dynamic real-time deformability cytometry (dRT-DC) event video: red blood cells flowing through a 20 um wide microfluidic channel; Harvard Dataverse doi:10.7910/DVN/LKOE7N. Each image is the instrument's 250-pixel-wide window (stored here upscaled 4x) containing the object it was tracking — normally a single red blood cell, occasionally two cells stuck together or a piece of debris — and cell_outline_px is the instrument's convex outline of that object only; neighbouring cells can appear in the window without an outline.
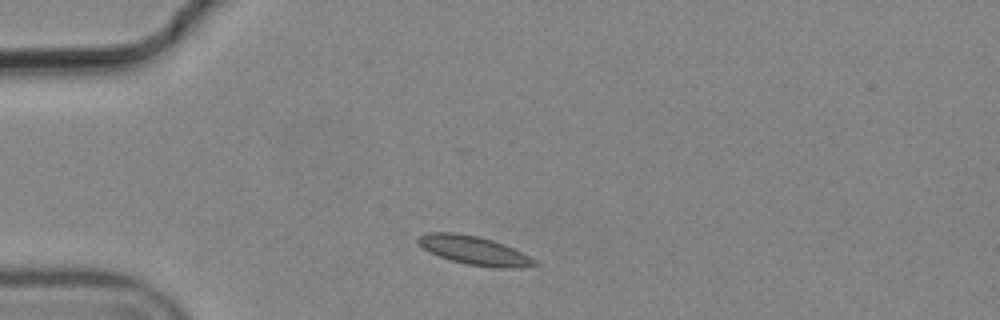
{"species": "common noctule bat (a hibernating species)", "species_latin": "Nyctalus noctula", "temperature_condition": "cold", "stored_images_in_passage": 4, "camera_frame_rate_fps": 3000, "um_per_image_px": 0.085, "animal": {"sex": "male", "body_mass_g": 19.2, "forearm_length_mm": 51.8}, "frame": {"image": 1, "passage_image": 1, "time_ms": 0.0, "image_size_px": [1000, 320], "cell_outline_px": [[540, 264], [516, 268], [496, 268], [468, 264], [452, 260], [440, 256], [424, 248], [416, 240], [416, 236], [428, 232], [456, 232], [476, 236], [492, 240], [504, 244], [536, 260]], "centroid_in_image_um": [40.29, 21.28], "position_along_channel_um": 44.7, "area_um2": 19.19}}
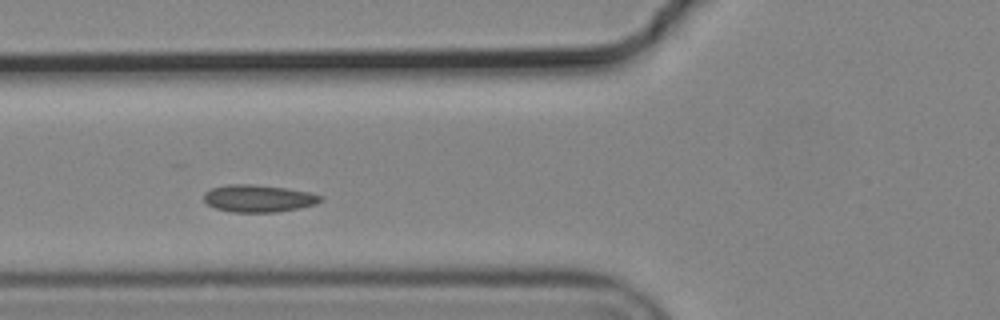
{"frame": {"image": 2, "passage_image": 3, "time_ms": 0.667, "image_size_px": [1000, 320], "cell_outline_px": [[324, 200], [316, 204], [276, 212], [232, 212], [216, 208], [208, 204], [204, 200], [204, 192], [212, 188], [228, 184], [252, 184], [288, 188], [308, 192], [324, 196]], "centroid_in_image_um": [21.98, 16.86], "position_along_channel_um": 103.8, "area_um2": 18.55}}
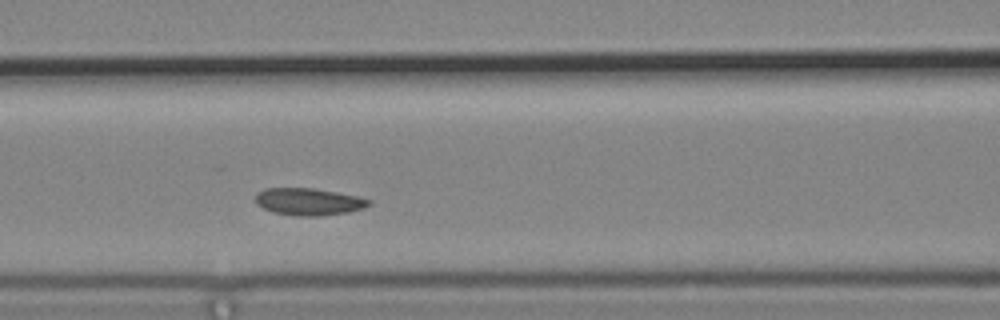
{"frame": {"image": 3, "passage_image": 4, "time_ms": 1.0, "image_size_px": [1000, 320], "cell_outline_px": [[372, 204], [364, 208], [348, 212], [320, 216], [296, 216], [272, 212], [256, 204], [256, 192], [264, 188], [316, 188], [356, 196], [372, 200]], "centroid_in_image_um": [26.23, 17.14], "position_along_channel_um": 140.4, "area_um2": 18.09}}